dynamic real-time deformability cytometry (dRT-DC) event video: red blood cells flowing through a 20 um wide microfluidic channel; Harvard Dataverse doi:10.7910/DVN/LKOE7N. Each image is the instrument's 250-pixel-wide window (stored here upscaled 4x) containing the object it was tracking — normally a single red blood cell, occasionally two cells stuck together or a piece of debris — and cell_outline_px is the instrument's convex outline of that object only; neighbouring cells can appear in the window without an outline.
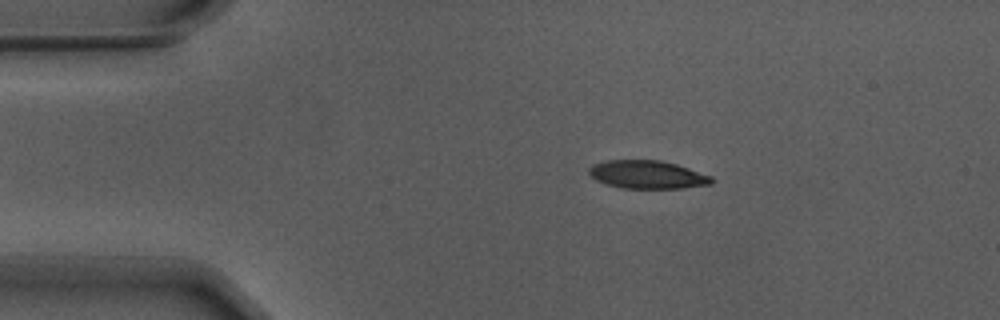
{"species": "Egyptian fruit bat (a non-hibernating species)", "species_latin": "Rousettus aegyptiacus", "temperature_condition": "warm", "stored_images_in_passage": 54, "camera_frame_rate_fps": 3000, "um_per_image_px": 0.085, "animal": {"sex": "male"}, "frame": {"image": 1, "passage_image": 9, "time_ms": 2.667, "image_size_px": [1000, 320], "cell_outline_px": [[712, 184], [680, 188], [620, 188], [596, 180], [588, 172], [588, 168], [592, 164], [608, 160], [660, 160], [676, 164], [712, 176]], "centroid_in_image_um": [55.01, 14.83], "position_along_channel_um": 30.0, "area_um2": 20.0}}
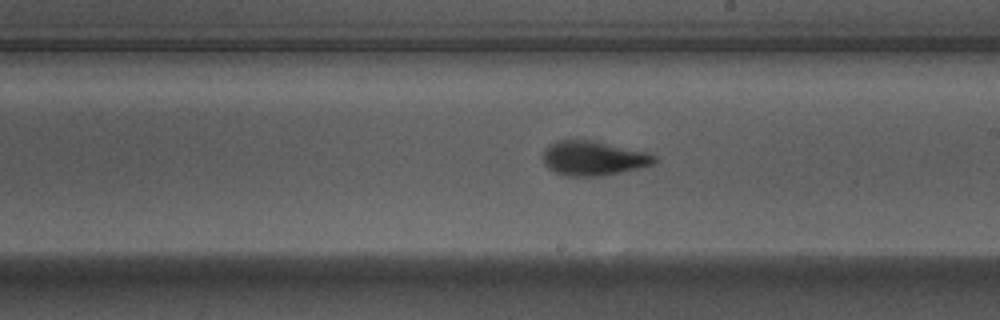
{"frame": {"image": 2, "passage_image": 30, "time_ms": 9.667, "image_size_px": [1000, 320], "cell_outline_px": [[656, 160], [652, 164], [640, 168], [604, 176], [564, 176], [548, 168], [544, 164], [540, 156], [544, 148], [556, 140], [596, 140], [648, 152], [656, 156]], "centroid_in_image_um": [50.4, 13.44], "position_along_channel_um": 238.6, "area_um2": 22.89}}
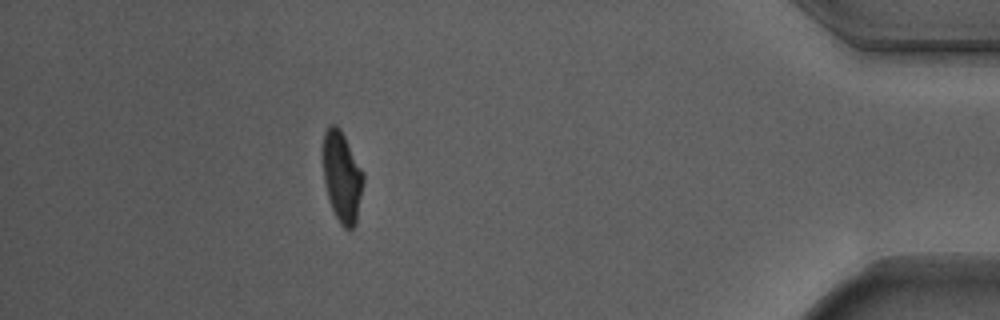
{"frame": {"image": 3, "passage_image": 48, "time_ms": 15.667, "image_size_px": [1000, 320], "cell_outline_px": [[364, 184], [356, 224], [352, 228], [344, 228], [340, 224], [332, 208], [328, 196], [324, 180], [324, 132], [332, 124], [336, 124], [340, 128], [364, 172]], "centroid_in_image_um": [29.11, 15.05], "position_along_channel_um": 406.1, "area_um2": 21.15}, "authors_computed_cell_mechanics": {"area_um2": 21.6461, "velocity_mm_per_s": 3.707, "shape_relaxation_time_tau1_ms": 2.692, "shape_relaxation_time_tau2_ms": 1.2859, "deformation_change_tau1": 0.1853, "deformation_change_tau2": 0.0905}}